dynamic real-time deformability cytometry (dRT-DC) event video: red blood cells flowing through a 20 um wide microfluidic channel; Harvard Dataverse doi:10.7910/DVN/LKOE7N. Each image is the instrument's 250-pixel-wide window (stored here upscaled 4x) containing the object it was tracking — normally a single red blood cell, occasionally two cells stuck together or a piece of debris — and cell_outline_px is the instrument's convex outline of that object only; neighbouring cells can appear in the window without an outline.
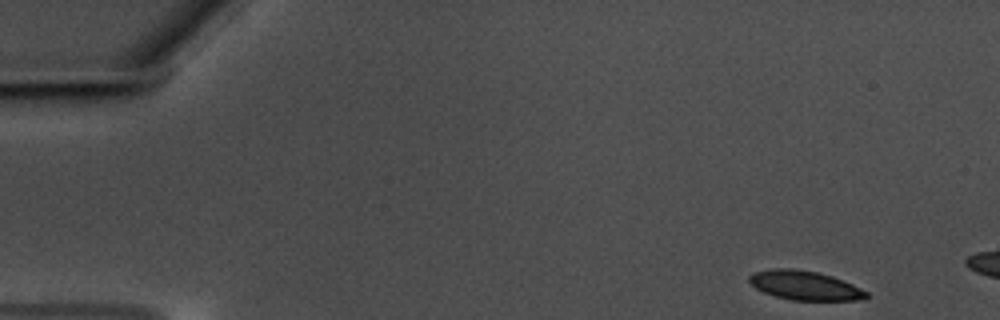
{"species": "common noctule bat (a hibernating species)", "species_latin": "Nyctalus noctula", "temperature_condition": "warm", "stored_images_in_passage": 9, "camera_frame_rate_fps": 3000, "um_per_image_px": 0.085, "animal": {"sex": "male", "body_mass_g": 17.5, "forearm_length_mm": 52.3}, "frame": {"image": 1, "passage_image": 1, "time_ms": 0.0, "image_size_px": [1000, 320], "cell_outline_px": [[872, 296], [856, 300], [792, 300], [776, 296], [764, 292], [756, 288], [748, 280], [748, 276], [752, 272], [772, 268], [792, 268], [816, 272], [832, 276], [844, 280], [868, 292]], "centroid_in_image_um": [68.41, 24.25], "position_along_channel_um": 16.6, "area_um2": 19.94}}